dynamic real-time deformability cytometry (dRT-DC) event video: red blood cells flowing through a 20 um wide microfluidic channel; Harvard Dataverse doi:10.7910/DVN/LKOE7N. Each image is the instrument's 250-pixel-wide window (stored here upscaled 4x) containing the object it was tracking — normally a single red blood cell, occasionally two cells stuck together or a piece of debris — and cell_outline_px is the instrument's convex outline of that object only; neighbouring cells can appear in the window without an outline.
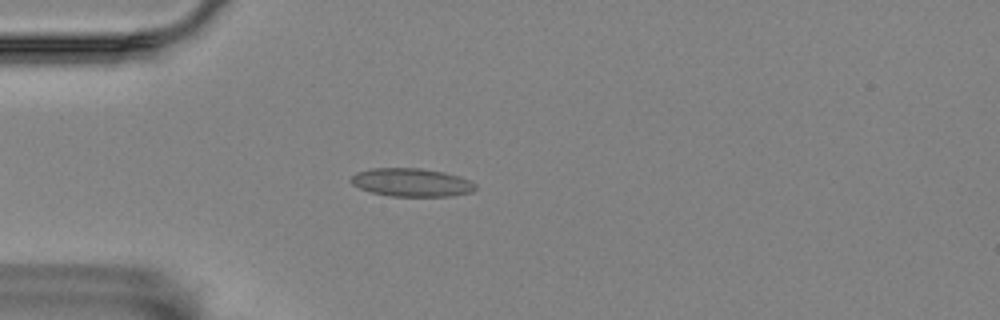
{"species": "Egyptian fruit bat (a non-hibernating species)", "species_latin": "Rousettus aegyptiacus", "temperature_condition": "room temperature", "stored_images_in_passage": 4, "camera_frame_rate_fps": 3000, "um_per_image_px": 0.085, "animal": {"sex": "female"}, "frame": {"image": 1, "passage_image": 3, "time_ms": 0.667, "image_size_px": [1000, 320], "cell_outline_px": [[476, 188], [472, 192], [452, 196], [392, 196], [372, 192], [360, 188], [352, 184], [348, 180], [356, 172], [372, 168], [420, 168], [444, 172], [460, 176], [476, 184]], "centroid_in_image_um": [34.98, 15.5], "position_along_channel_um": 50.0, "area_um2": 20.52}}